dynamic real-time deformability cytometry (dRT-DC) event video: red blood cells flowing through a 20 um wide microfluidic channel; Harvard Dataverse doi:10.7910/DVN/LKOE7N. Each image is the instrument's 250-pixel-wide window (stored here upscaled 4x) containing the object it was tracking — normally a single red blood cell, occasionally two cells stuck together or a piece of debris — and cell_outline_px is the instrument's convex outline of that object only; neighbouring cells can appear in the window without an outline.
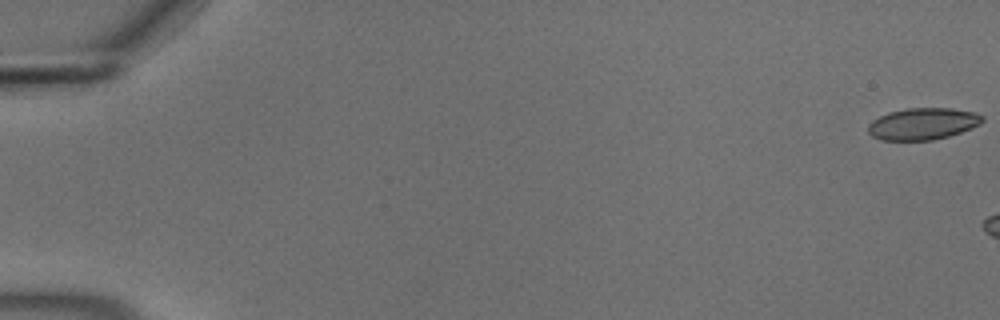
{"species": "common noctule bat (a hibernating species)", "species_latin": "Nyctalus noctula", "temperature_condition": "cold", "stored_images_in_passage": 7, "camera_frame_rate_fps": 3000, "um_per_image_px": 0.085, "animal": {"sex": "male", "body_mass_g": 18.8}, "frame": {"image": 1, "passage_image": 1, "time_ms": 0.0, "image_size_px": [1000, 320], "cell_outline_px": [[984, 120], [980, 124], [972, 128], [948, 136], [932, 140], [880, 140], [872, 136], [868, 132], [868, 124], [872, 120], [888, 112], [908, 108], [952, 108], [972, 112], [984, 116]], "centroid_in_image_um": [78.42, 10.52], "position_along_channel_um": 6.6, "area_um2": 21.15}}